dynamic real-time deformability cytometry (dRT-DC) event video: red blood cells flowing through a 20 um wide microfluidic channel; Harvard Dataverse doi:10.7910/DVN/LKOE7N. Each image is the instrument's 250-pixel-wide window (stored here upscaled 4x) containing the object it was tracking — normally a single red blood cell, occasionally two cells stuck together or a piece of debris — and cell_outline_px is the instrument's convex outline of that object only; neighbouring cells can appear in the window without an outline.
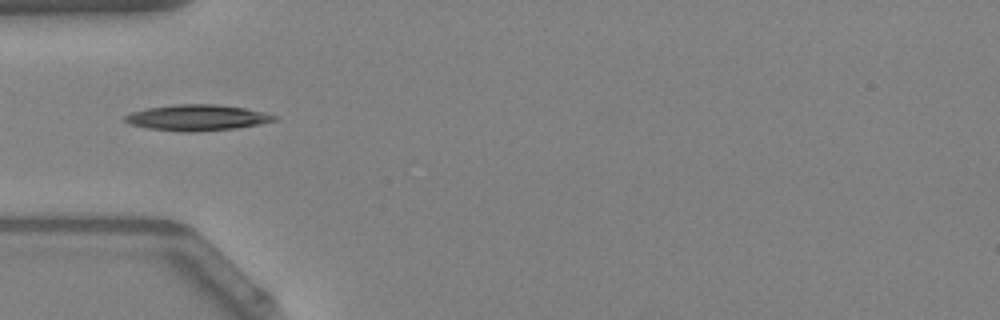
{"species": "Egyptian fruit bat (a non-hibernating species)", "species_latin": "Rousettus aegyptiacus", "temperature_condition": "warm", "stored_images_in_passage": 5, "camera_frame_rate_fps": 3000, "um_per_image_px": 0.085, "animal": {"sex": "female"}, "frame": {"image": 1, "passage_image": 2, "time_ms": 0.333, "image_size_px": [1000, 320], "cell_outline_px": [[276, 120], [236, 128], [196, 132], [184, 132], [148, 128], [132, 124], [124, 120], [124, 116], [132, 112], [148, 108], [176, 104], [216, 104], [244, 108], [264, 112], [276, 116]], "centroid_in_image_um": [16.74, 10.0], "position_along_channel_um": 68.3, "area_um2": 22.25}}